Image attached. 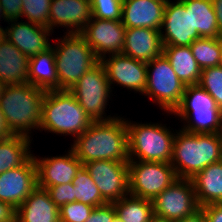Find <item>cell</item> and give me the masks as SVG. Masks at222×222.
<instances>
[{"instance_id": "cell-5", "label": "cell", "mask_w": 222, "mask_h": 222, "mask_svg": "<svg viewBox=\"0 0 222 222\" xmlns=\"http://www.w3.org/2000/svg\"><path fill=\"white\" fill-rule=\"evenodd\" d=\"M57 39L51 47L55 55L58 90H70L100 59L80 33H65L62 38L60 36L61 40Z\"/></svg>"}, {"instance_id": "cell-43", "label": "cell", "mask_w": 222, "mask_h": 222, "mask_svg": "<svg viewBox=\"0 0 222 222\" xmlns=\"http://www.w3.org/2000/svg\"><path fill=\"white\" fill-rule=\"evenodd\" d=\"M174 222H206V217L203 213V210L200 208L194 214L187 216L182 220H177Z\"/></svg>"}, {"instance_id": "cell-26", "label": "cell", "mask_w": 222, "mask_h": 222, "mask_svg": "<svg viewBox=\"0 0 222 222\" xmlns=\"http://www.w3.org/2000/svg\"><path fill=\"white\" fill-rule=\"evenodd\" d=\"M163 55L168 59L177 77L185 86L199 83L201 69L190 46H163Z\"/></svg>"}, {"instance_id": "cell-51", "label": "cell", "mask_w": 222, "mask_h": 222, "mask_svg": "<svg viewBox=\"0 0 222 222\" xmlns=\"http://www.w3.org/2000/svg\"><path fill=\"white\" fill-rule=\"evenodd\" d=\"M219 135H220V137H221V143H222V128H221V130L219 131Z\"/></svg>"}, {"instance_id": "cell-10", "label": "cell", "mask_w": 222, "mask_h": 222, "mask_svg": "<svg viewBox=\"0 0 222 222\" xmlns=\"http://www.w3.org/2000/svg\"><path fill=\"white\" fill-rule=\"evenodd\" d=\"M129 194L153 200L176 179L170 163L151 161H128Z\"/></svg>"}, {"instance_id": "cell-23", "label": "cell", "mask_w": 222, "mask_h": 222, "mask_svg": "<svg viewBox=\"0 0 222 222\" xmlns=\"http://www.w3.org/2000/svg\"><path fill=\"white\" fill-rule=\"evenodd\" d=\"M29 58L6 38L0 41V80L5 84L28 83Z\"/></svg>"}, {"instance_id": "cell-16", "label": "cell", "mask_w": 222, "mask_h": 222, "mask_svg": "<svg viewBox=\"0 0 222 222\" xmlns=\"http://www.w3.org/2000/svg\"><path fill=\"white\" fill-rule=\"evenodd\" d=\"M37 187V170L32 155L23 165L0 174V201L18 208Z\"/></svg>"}, {"instance_id": "cell-9", "label": "cell", "mask_w": 222, "mask_h": 222, "mask_svg": "<svg viewBox=\"0 0 222 222\" xmlns=\"http://www.w3.org/2000/svg\"><path fill=\"white\" fill-rule=\"evenodd\" d=\"M112 86L108 82L101 62L88 70L69 91L85 110L87 115L96 121H110L118 116L106 115L105 109L111 99Z\"/></svg>"}, {"instance_id": "cell-15", "label": "cell", "mask_w": 222, "mask_h": 222, "mask_svg": "<svg viewBox=\"0 0 222 222\" xmlns=\"http://www.w3.org/2000/svg\"><path fill=\"white\" fill-rule=\"evenodd\" d=\"M160 30L163 46H190L201 38L193 31L191 9H186L181 0L165 5L163 23Z\"/></svg>"}, {"instance_id": "cell-40", "label": "cell", "mask_w": 222, "mask_h": 222, "mask_svg": "<svg viewBox=\"0 0 222 222\" xmlns=\"http://www.w3.org/2000/svg\"><path fill=\"white\" fill-rule=\"evenodd\" d=\"M0 222H16V208L0 201Z\"/></svg>"}, {"instance_id": "cell-1", "label": "cell", "mask_w": 222, "mask_h": 222, "mask_svg": "<svg viewBox=\"0 0 222 222\" xmlns=\"http://www.w3.org/2000/svg\"><path fill=\"white\" fill-rule=\"evenodd\" d=\"M93 122L73 140L71 149L84 165L91 161L128 162V129L126 119Z\"/></svg>"}, {"instance_id": "cell-25", "label": "cell", "mask_w": 222, "mask_h": 222, "mask_svg": "<svg viewBox=\"0 0 222 222\" xmlns=\"http://www.w3.org/2000/svg\"><path fill=\"white\" fill-rule=\"evenodd\" d=\"M28 83L46 91L58 90V75L52 47L29 58Z\"/></svg>"}, {"instance_id": "cell-45", "label": "cell", "mask_w": 222, "mask_h": 222, "mask_svg": "<svg viewBox=\"0 0 222 222\" xmlns=\"http://www.w3.org/2000/svg\"><path fill=\"white\" fill-rule=\"evenodd\" d=\"M151 222H174V221L166 220V219H160V218H157V217L154 216Z\"/></svg>"}, {"instance_id": "cell-39", "label": "cell", "mask_w": 222, "mask_h": 222, "mask_svg": "<svg viewBox=\"0 0 222 222\" xmlns=\"http://www.w3.org/2000/svg\"><path fill=\"white\" fill-rule=\"evenodd\" d=\"M206 217V222H222V203L207 204L200 207Z\"/></svg>"}, {"instance_id": "cell-34", "label": "cell", "mask_w": 222, "mask_h": 222, "mask_svg": "<svg viewBox=\"0 0 222 222\" xmlns=\"http://www.w3.org/2000/svg\"><path fill=\"white\" fill-rule=\"evenodd\" d=\"M92 17L103 20H122L123 0H90Z\"/></svg>"}, {"instance_id": "cell-42", "label": "cell", "mask_w": 222, "mask_h": 222, "mask_svg": "<svg viewBox=\"0 0 222 222\" xmlns=\"http://www.w3.org/2000/svg\"><path fill=\"white\" fill-rule=\"evenodd\" d=\"M212 4L219 27V32L222 35V0H212Z\"/></svg>"}, {"instance_id": "cell-17", "label": "cell", "mask_w": 222, "mask_h": 222, "mask_svg": "<svg viewBox=\"0 0 222 222\" xmlns=\"http://www.w3.org/2000/svg\"><path fill=\"white\" fill-rule=\"evenodd\" d=\"M67 152L59 156H37L38 158L34 156L38 187L46 189L59 184L72 183L83 164L71 148Z\"/></svg>"}, {"instance_id": "cell-28", "label": "cell", "mask_w": 222, "mask_h": 222, "mask_svg": "<svg viewBox=\"0 0 222 222\" xmlns=\"http://www.w3.org/2000/svg\"><path fill=\"white\" fill-rule=\"evenodd\" d=\"M31 141L23 135H13L0 140V174L23 165L33 155Z\"/></svg>"}, {"instance_id": "cell-31", "label": "cell", "mask_w": 222, "mask_h": 222, "mask_svg": "<svg viewBox=\"0 0 222 222\" xmlns=\"http://www.w3.org/2000/svg\"><path fill=\"white\" fill-rule=\"evenodd\" d=\"M192 54L201 70L219 66L221 57V37L199 38L190 45Z\"/></svg>"}, {"instance_id": "cell-46", "label": "cell", "mask_w": 222, "mask_h": 222, "mask_svg": "<svg viewBox=\"0 0 222 222\" xmlns=\"http://www.w3.org/2000/svg\"><path fill=\"white\" fill-rule=\"evenodd\" d=\"M4 87H5V84L0 80V97L2 95V91H3Z\"/></svg>"}, {"instance_id": "cell-41", "label": "cell", "mask_w": 222, "mask_h": 222, "mask_svg": "<svg viewBox=\"0 0 222 222\" xmlns=\"http://www.w3.org/2000/svg\"><path fill=\"white\" fill-rule=\"evenodd\" d=\"M14 134L9 129L4 114L0 108V140L8 139L12 137Z\"/></svg>"}, {"instance_id": "cell-6", "label": "cell", "mask_w": 222, "mask_h": 222, "mask_svg": "<svg viewBox=\"0 0 222 222\" xmlns=\"http://www.w3.org/2000/svg\"><path fill=\"white\" fill-rule=\"evenodd\" d=\"M133 122L126 120L129 160L170 163L175 138L171 127L159 122Z\"/></svg>"}, {"instance_id": "cell-3", "label": "cell", "mask_w": 222, "mask_h": 222, "mask_svg": "<svg viewBox=\"0 0 222 222\" xmlns=\"http://www.w3.org/2000/svg\"><path fill=\"white\" fill-rule=\"evenodd\" d=\"M46 92L30 83L5 85L0 108L14 135L32 138V129L40 130L42 102Z\"/></svg>"}, {"instance_id": "cell-14", "label": "cell", "mask_w": 222, "mask_h": 222, "mask_svg": "<svg viewBox=\"0 0 222 222\" xmlns=\"http://www.w3.org/2000/svg\"><path fill=\"white\" fill-rule=\"evenodd\" d=\"M126 27L122 21L103 20L91 17L80 34L101 59L107 54L122 53Z\"/></svg>"}, {"instance_id": "cell-13", "label": "cell", "mask_w": 222, "mask_h": 222, "mask_svg": "<svg viewBox=\"0 0 222 222\" xmlns=\"http://www.w3.org/2000/svg\"><path fill=\"white\" fill-rule=\"evenodd\" d=\"M100 62L110 86L116 84L143 95L147 86V63L122 53L106 55Z\"/></svg>"}, {"instance_id": "cell-4", "label": "cell", "mask_w": 222, "mask_h": 222, "mask_svg": "<svg viewBox=\"0 0 222 222\" xmlns=\"http://www.w3.org/2000/svg\"><path fill=\"white\" fill-rule=\"evenodd\" d=\"M92 123L69 90L46 92L42 102L40 132L44 130L57 135H72L75 139Z\"/></svg>"}, {"instance_id": "cell-22", "label": "cell", "mask_w": 222, "mask_h": 222, "mask_svg": "<svg viewBox=\"0 0 222 222\" xmlns=\"http://www.w3.org/2000/svg\"><path fill=\"white\" fill-rule=\"evenodd\" d=\"M16 222H60L59 208L46 189L37 186L16 209Z\"/></svg>"}, {"instance_id": "cell-50", "label": "cell", "mask_w": 222, "mask_h": 222, "mask_svg": "<svg viewBox=\"0 0 222 222\" xmlns=\"http://www.w3.org/2000/svg\"><path fill=\"white\" fill-rule=\"evenodd\" d=\"M4 38V32L3 30H0V41Z\"/></svg>"}, {"instance_id": "cell-29", "label": "cell", "mask_w": 222, "mask_h": 222, "mask_svg": "<svg viewBox=\"0 0 222 222\" xmlns=\"http://www.w3.org/2000/svg\"><path fill=\"white\" fill-rule=\"evenodd\" d=\"M113 206L122 222H151L154 217L152 200L149 199L128 194Z\"/></svg>"}, {"instance_id": "cell-2", "label": "cell", "mask_w": 222, "mask_h": 222, "mask_svg": "<svg viewBox=\"0 0 222 222\" xmlns=\"http://www.w3.org/2000/svg\"><path fill=\"white\" fill-rule=\"evenodd\" d=\"M170 164L177 178L191 179L210 164L222 160L219 133H190L175 130Z\"/></svg>"}, {"instance_id": "cell-27", "label": "cell", "mask_w": 222, "mask_h": 222, "mask_svg": "<svg viewBox=\"0 0 222 222\" xmlns=\"http://www.w3.org/2000/svg\"><path fill=\"white\" fill-rule=\"evenodd\" d=\"M186 9H191L193 31H197L200 37L217 38L222 35L219 32L212 0H181Z\"/></svg>"}, {"instance_id": "cell-32", "label": "cell", "mask_w": 222, "mask_h": 222, "mask_svg": "<svg viewBox=\"0 0 222 222\" xmlns=\"http://www.w3.org/2000/svg\"><path fill=\"white\" fill-rule=\"evenodd\" d=\"M51 0H22V18L49 28Z\"/></svg>"}, {"instance_id": "cell-37", "label": "cell", "mask_w": 222, "mask_h": 222, "mask_svg": "<svg viewBox=\"0 0 222 222\" xmlns=\"http://www.w3.org/2000/svg\"><path fill=\"white\" fill-rule=\"evenodd\" d=\"M116 216L113 203H106L101 206L94 207L91 215L85 222H112Z\"/></svg>"}, {"instance_id": "cell-20", "label": "cell", "mask_w": 222, "mask_h": 222, "mask_svg": "<svg viewBox=\"0 0 222 222\" xmlns=\"http://www.w3.org/2000/svg\"><path fill=\"white\" fill-rule=\"evenodd\" d=\"M122 54L148 63L163 54L160 30L126 28Z\"/></svg>"}, {"instance_id": "cell-18", "label": "cell", "mask_w": 222, "mask_h": 222, "mask_svg": "<svg viewBox=\"0 0 222 222\" xmlns=\"http://www.w3.org/2000/svg\"><path fill=\"white\" fill-rule=\"evenodd\" d=\"M10 20L9 26L3 28L4 38L17 47L28 58L43 53L51 47L52 31L44 26L23 20Z\"/></svg>"}, {"instance_id": "cell-11", "label": "cell", "mask_w": 222, "mask_h": 222, "mask_svg": "<svg viewBox=\"0 0 222 222\" xmlns=\"http://www.w3.org/2000/svg\"><path fill=\"white\" fill-rule=\"evenodd\" d=\"M154 216L171 221L182 220L200 209L191 179L177 178L153 200Z\"/></svg>"}, {"instance_id": "cell-8", "label": "cell", "mask_w": 222, "mask_h": 222, "mask_svg": "<svg viewBox=\"0 0 222 222\" xmlns=\"http://www.w3.org/2000/svg\"><path fill=\"white\" fill-rule=\"evenodd\" d=\"M185 87L163 54L147 63V86L143 95L168 116L180 105Z\"/></svg>"}, {"instance_id": "cell-36", "label": "cell", "mask_w": 222, "mask_h": 222, "mask_svg": "<svg viewBox=\"0 0 222 222\" xmlns=\"http://www.w3.org/2000/svg\"><path fill=\"white\" fill-rule=\"evenodd\" d=\"M74 190L72 183L59 184L46 188L51 200L59 209L67 203L74 202Z\"/></svg>"}, {"instance_id": "cell-21", "label": "cell", "mask_w": 222, "mask_h": 222, "mask_svg": "<svg viewBox=\"0 0 222 222\" xmlns=\"http://www.w3.org/2000/svg\"><path fill=\"white\" fill-rule=\"evenodd\" d=\"M165 5L155 0H123L122 24L126 28L161 30Z\"/></svg>"}, {"instance_id": "cell-12", "label": "cell", "mask_w": 222, "mask_h": 222, "mask_svg": "<svg viewBox=\"0 0 222 222\" xmlns=\"http://www.w3.org/2000/svg\"><path fill=\"white\" fill-rule=\"evenodd\" d=\"M83 166L107 203H114L129 194L128 162L102 160Z\"/></svg>"}, {"instance_id": "cell-19", "label": "cell", "mask_w": 222, "mask_h": 222, "mask_svg": "<svg viewBox=\"0 0 222 222\" xmlns=\"http://www.w3.org/2000/svg\"><path fill=\"white\" fill-rule=\"evenodd\" d=\"M90 0H51L49 29H67V34L80 33L91 20Z\"/></svg>"}, {"instance_id": "cell-44", "label": "cell", "mask_w": 222, "mask_h": 222, "mask_svg": "<svg viewBox=\"0 0 222 222\" xmlns=\"http://www.w3.org/2000/svg\"><path fill=\"white\" fill-rule=\"evenodd\" d=\"M2 18H3L4 22H5V21L8 22L7 19H6L5 16H4L3 8H2V6H1V4H0V21H2V20H1ZM0 30H3V28H2L1 25H0Z\"/></svg>"}, {"instance_id": "cell-24", "label": "cell", "mask_w": 222, "mask_h": 222, "mask_svg": "<svg viewBox=\"0 0 222 222\" xmlns=\"http://www.w3.org/2000/svg\"><path fill=\"white\" fill-rule=\"evenodd\" d=\"M191 181L200 207L222 203V160L198 172Z\"/></svg>"}, {"instance_id": "cell-7", "label": "cell", "mask_w": 222, "mask_h": 222, "mask_svg": "<svg viewBox=\"0 0 222 222\" xmlns=\"http://www.w3.org/2000/svg\"><path fill=\"white\" fill-rule=\"evenodd\" d=\"M172 114L184 121L181 129L190 133H219L222 128V110L199 84L185 87L181 103Z\"/></svg>"}, {"instance_id": "cell-48", "label": "cell", "mask_w": 222, "mask_h": 222, "mask_svg": "<svg viewBox=\"0 0 222 222\" xmlns=\"http://www.w3.org/2000/svg\"><path fill=\"white\" fill-rule=\"evenodd\" d=\"M112 222H122L120 219H119V217L116 215L115 217H114V219L112 220Z\"/></svg>"}, {"instance_id": "cell-38", "label": "cell", "mask_w": 222, "mask_h": 222, "mask_svg": "<svg viewBox=\"0 0 222 222\" xmlns=\"http://www.w3.org/2000/svg\"><path fill=\"white\" fill-rule=\"evenodd\" d=\"M7 21L22 19V0H0Z\"/></svg>"}, {"instance_id": "cell-49", "label": "cell", "mask_w": 222, "mask_h": 222, "mask_svg": "<svg viewBox=\"0 0 222 222\" xmlns=\"http://www.w3.org/2000/svg\"><path fill=\"white\" fill-rule=\"evenodd\" d=\"M155 1L162 2V3H165V4L170 2V0H155Z\"/></svg>"}, {"instance_id": "cell-47", "label": "cell", "mask_w": 222, "mask_h": 222, "mask_svg": "<svg viewBox=\"0 0 222 222\" xmlns=\"http://www.w3.org/2000/svg\"><path fill=\"white\" fill-rule=\"evenodd\" d=\"M221 49H222V36H221ZM219 66L222 67V50H221V57H220V63Z\"/></svg>"}, {"instance_id": "cell-30", "label": "cell", "mask_w": 222, "mask_h": 222, "mask_svg": "<svg viewBox=\"0 0 222 222\" xmlns=\"http://www.w3.org/2000/svg\"><path fill=\"white\" fill-rule=\"evenodd\" d=\"M74 186V202H81L93 207L101 206L107 202L102 198L97 185L84 166L77 172L72 181Z\"/></svg>"}, {"instance_id": "cell-35", "label": "cell", "mask_w": 222, "mask_h": 222, "mask_svg": "<svg viewBox=\"0 0 222 222\" xmlns=\"http://www.w3.org/2000/svg\"><path fill=\"white\" fill-rule=\"evenodd\" d=\"M94 207L81 202H72L59 209L60 222H85Z\"/></svg>"}, {"instance_id": "cell-33", "label": "cell", "mask_w": 222, "mask_h": 222, "mask_svg": "<svg viewBox=\"0 0 222 222\" xmlns=\"http://www.w3.org/2000/svg\"><path fill=\"white\" fill-rule=\"evenodd\" d=\"M198 84L211 95L222 110V67L215 66L201 70Z\"/></svg>"}]
</instances>
